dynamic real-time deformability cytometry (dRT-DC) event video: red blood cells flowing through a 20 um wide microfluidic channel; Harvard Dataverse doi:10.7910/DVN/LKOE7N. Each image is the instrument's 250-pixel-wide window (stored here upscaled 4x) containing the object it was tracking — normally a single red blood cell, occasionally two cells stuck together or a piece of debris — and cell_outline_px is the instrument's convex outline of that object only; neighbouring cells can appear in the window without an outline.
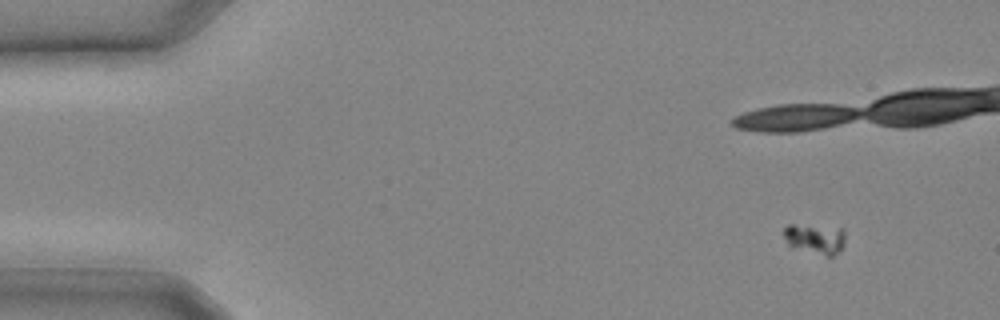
{"species": "common noctule bat (a hibernating species)", "species_latin": "Nyctalus noctula", "temperature_condition": "cold", "stored_images_in_passage": 24, "camera_frame_rate_fps": 3000, "um_per_image_px": 0.085, "animal": {"sex": "male", "body_mass_g": 20.4}, "frame": {"image": 1, "passage_image": 1, "time_ms": 0.0, "image_size_px": [1000, 320], "cell_outline_px": [[844, 248], [832, 256], [828, 256], [788, 244], [784, 236], [784, 228], [788, 224], [792, 224], [844, 228]], "centroid_in_image_um": [69.34, 20.26], "position_along_channel_um": 15.7, "area_um2": 10.52}}